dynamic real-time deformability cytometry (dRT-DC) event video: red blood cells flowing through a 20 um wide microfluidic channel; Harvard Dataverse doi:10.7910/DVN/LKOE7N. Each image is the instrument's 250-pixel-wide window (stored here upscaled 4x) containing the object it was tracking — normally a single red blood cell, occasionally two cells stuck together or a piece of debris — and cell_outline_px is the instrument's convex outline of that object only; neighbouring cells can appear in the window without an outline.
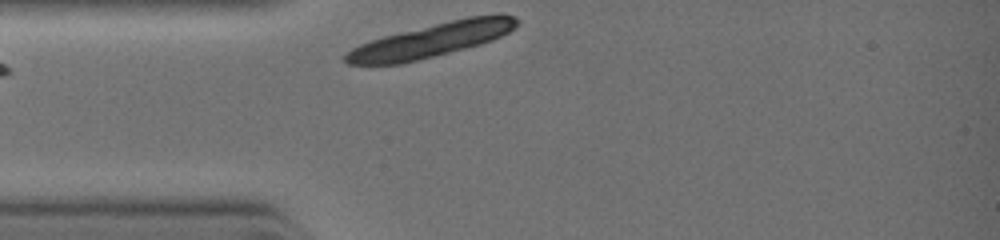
{"species": "common noctule bat (a hibernating species)", "species_latin": "Nyctalus noctula", "temperature_condition": "warm", "stored_images_in_passage": 2, "camera_frame_rate_fps": 3000, "um_per_image_px": 0.085, "animal": {"sex": "female", "body_mass_g": 19.0, "forearm_length_mm": 51.5}, "frame": {"image": 1, "passage_image": 2, "time_ms": 0.667, "image_size_px": [1000, 240], "cell_outline_px": [[520, 20], [508, 32], [492, 40], [480, 44], [400, 64], [348, 64], [344, 60], [344, 56], [352, 48], [360, 44], [384, 36], [468, 16], [516, 16]], "centroid_in_image_um": [36.62, 3.43], "position_along_channel_um": 48.4, "area_um2": 32.66}}